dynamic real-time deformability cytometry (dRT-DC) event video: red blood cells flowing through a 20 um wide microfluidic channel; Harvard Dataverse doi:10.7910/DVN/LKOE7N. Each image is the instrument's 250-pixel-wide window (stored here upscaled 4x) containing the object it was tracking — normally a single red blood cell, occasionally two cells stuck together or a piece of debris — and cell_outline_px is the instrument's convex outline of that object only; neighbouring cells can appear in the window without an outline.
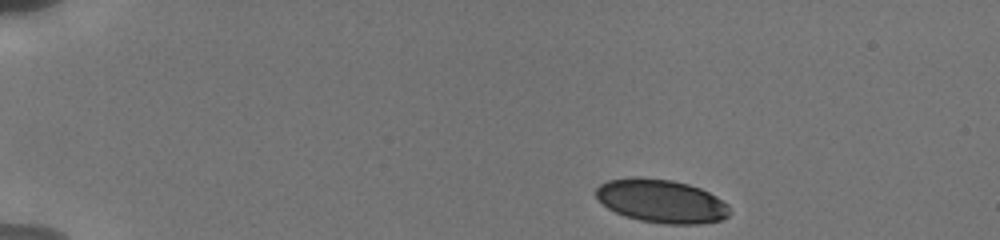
{"species": "human", "species_latin": "Homo sapiens", "temperature_condition": "cold", "stored_images_in_passage": 27, "camera_frame_rate_fps": 3000, "um_per_image_px": 0.085, "donor": {"sex": "male"}, "frame": {"image": 1, "passage_image": 1, "time_ms": 0.0, "image_size_px": [1000, 240], "cell_outline_px": [[732, 212], [728, 216], [720, 220], [696, 224], [668, 224], [640, 220], [624, 216], [608, 208], [596, 196], [596, 188], [600, 184], [608, 180], [672, 180], [688, 184], [700, 188], [716, 196], [728, 204]], "centroid_in_image_um": [56.29, 17.14], "position_along_channel_um": 28.7, "area_um2": 32.89}}
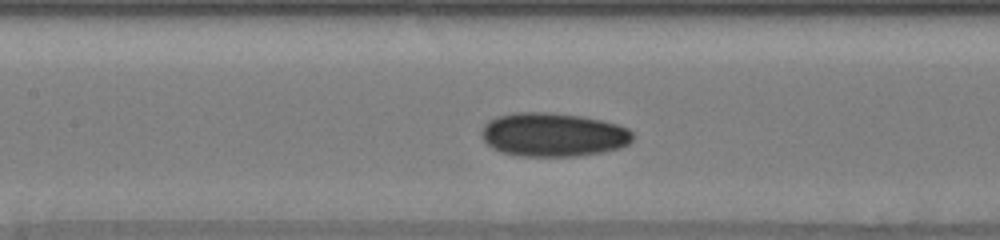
{"frame": {"image": 2, "passage_image": 19, "time_ms": 6.0, "image_size_px": [1000, 240], "cell_outline_px": [[636, 136], [628, 144], [620, 148], [600, 152], [576, 156], [516, 156], [500, 152], [492, 148], [480, 136], [480, 132], [484, 124], [488, 120], [496, 116], [512, 112], [548, 112], [580, 116], [600, 120], [616, 124], [628, 128]], "centroid_in_image_um": [46.98, 11.44], "position_along_channel_um": 160.4, "area_um2": 38.9}}
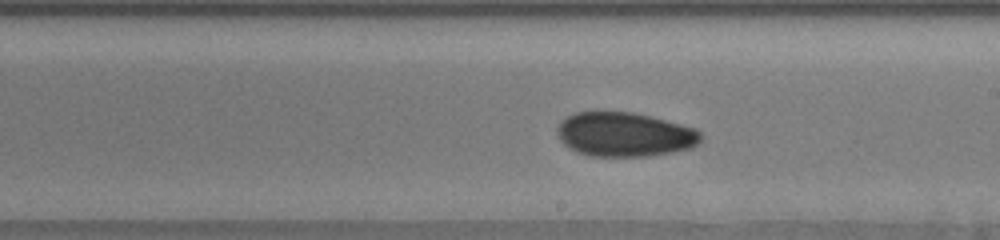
{"frame": {"image": 3, "passage_image": 26, "time_ms": 8.0, "image_size_px": [1000, 240], "cell_outline_px": [[704, 136], [700, 144], [692, 148], [672, 152], [648, 156], [592, 156], [576, 152], [564, 144], [560, 140], [556, 132], [556, 128], [560, 120], [576, 112], [600, 108], [632, 112], [696, 128]], "centroid_in_image_um": [53.06, 11.39], "position_along_channel_um": 235.9, "area_um2": 38.03}}